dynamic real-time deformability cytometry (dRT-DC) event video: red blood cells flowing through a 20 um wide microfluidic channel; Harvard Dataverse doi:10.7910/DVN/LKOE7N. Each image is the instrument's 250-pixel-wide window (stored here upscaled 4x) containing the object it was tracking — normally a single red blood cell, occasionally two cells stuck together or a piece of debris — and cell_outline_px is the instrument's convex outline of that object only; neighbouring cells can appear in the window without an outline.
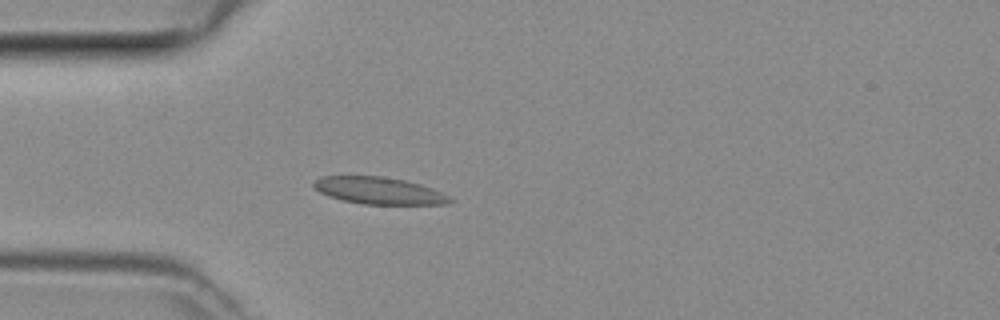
{"species": "common noctule bat (a hibernating species)", "species_latin": "Nyctalus noctula", "temperature_condition": "room temperature", "stored_images_in_passage": 40, "camera_frame_rate_fps": 3000, "um_per_image_px": 0.085, "animal": {"sex": "female", "body_mass_g": 29.2, "forearm_length_mm": 56.3}, "frame": {"image": 1, "passage_image": 6, "time_ms": 1.667, "image_size_px": [1000, 320], "cell_outline_px": [[452, 200], [448, 204], [364, 204], [340, 200], [328, 196], [320, 192], [312, 184], [320, 176], [380, 176], [404, 180], [420, 184], [432, 188], [448, 196]], "centroid_in_image_um": [32.18, 16.2], "position_along_channel_um": 52.8, "area_um2": 21.27}}
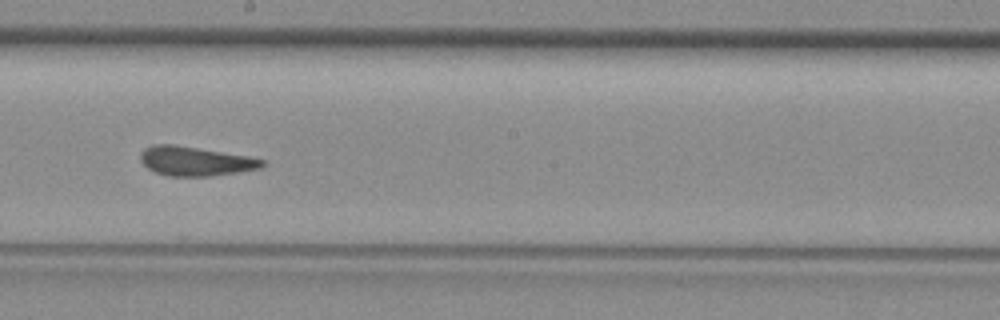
{"frame": {"image": 2, "passage_image": 19, "time_ms": 6.0, "image_size_px": [1000, 320], "cell_outline_px": [[264, 164], [260, 168], [240, 172], [208, 176], [168, 176], [156, 172], [148, 168], [140, 160], [140, 152], [144, 148], [152, 144], [172, 144], [248, 156], [264, 160]], "centroid_in_image_um": [16.57, 13.69], "position_along_channel_um": 231.6, "area_um2": 20.63}}
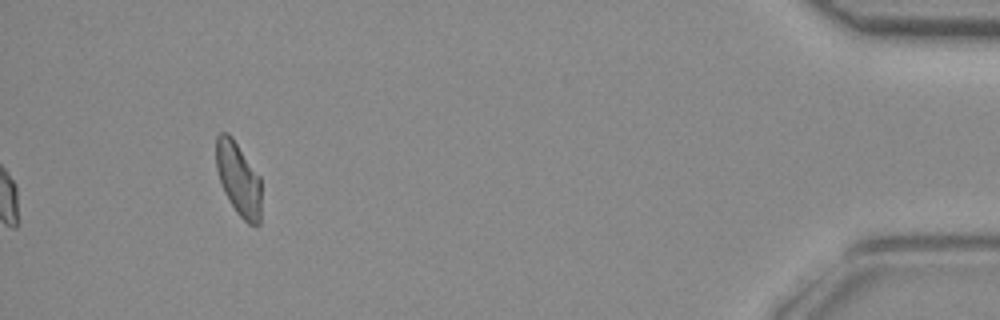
{"frame": {"image": 3, "passage_image": 37, "time_ms": 12.0, "image_size_px": [1000, 320], "cell_outline_px": [[260, 224], [256, 228], [248, 224], [236, 212], [224, 192], [216, 168], [216, 136], [220, 132], [228, 132], [232, 136], [260, 176]], "centroid_in_image_um": [20.27, 15.21], "position_along_channel_um": 414.9, "area_um2": 19.48}}